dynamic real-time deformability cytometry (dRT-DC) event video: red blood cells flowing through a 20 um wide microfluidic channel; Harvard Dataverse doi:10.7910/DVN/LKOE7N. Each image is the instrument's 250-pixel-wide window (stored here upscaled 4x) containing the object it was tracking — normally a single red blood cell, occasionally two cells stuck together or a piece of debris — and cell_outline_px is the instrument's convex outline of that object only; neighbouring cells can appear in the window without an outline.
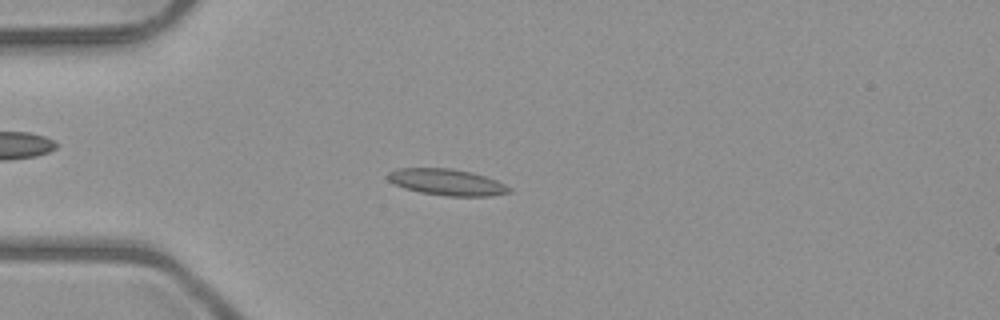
{"species": "common noctule bat (a hibernating species)", "species_latin": "Nyctalus noctula", "temperature_condition": "room temperature", "stored_images_in_passage": 46, "camera_frame_rate_fps": 3000, "um_per_image_px": 0.085, "animal": {"sex": "male", "body_mass_g": 23.1, "forearm_length_mm": 52.7}, "frame": {"image": 1, "passage_image": 9, "time_ms": 2.667, "image_size_px": [1000, 320], "cell_outline_px": [[512, 192], [492, 196], [444, 196], [420, 192], [404, 188], [388, 180], [388, 172], [396, 168], [452, 168], [472, 172], [496, 180], [512, 188]], "centroid_in_image_um": [38.01, 15.48], "position_along_channel_um": 47.0, "area_um2": 18.73}}
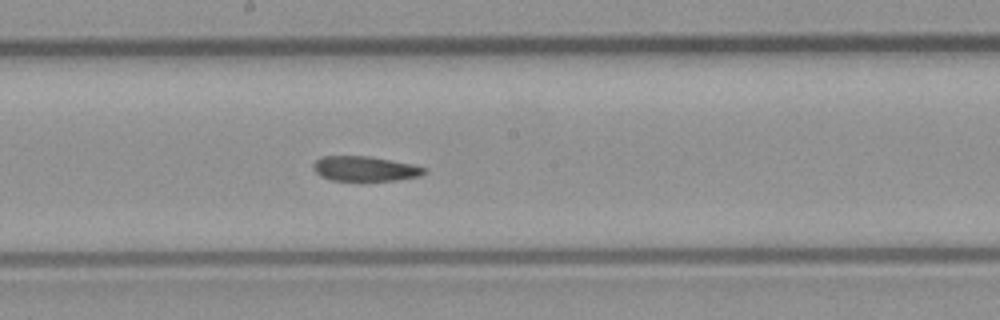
{"frame": {"image": 2, "passage_image": 23, "time_ms": 7.333, "image_size_px": [1000, 320], "cell_outline_px": [[428, 172], [420, 176], [396, 180], [360, 184], [332, 180], [320, 176], [312, 168], [312, 164], [320, 156], [368, 156], [392, 160], [412, 164], [428, 168]], "centroid_in_image_um": [31.02, 14.39], "position_along_channel_um": 217.2, "area_um2": 17.11}}
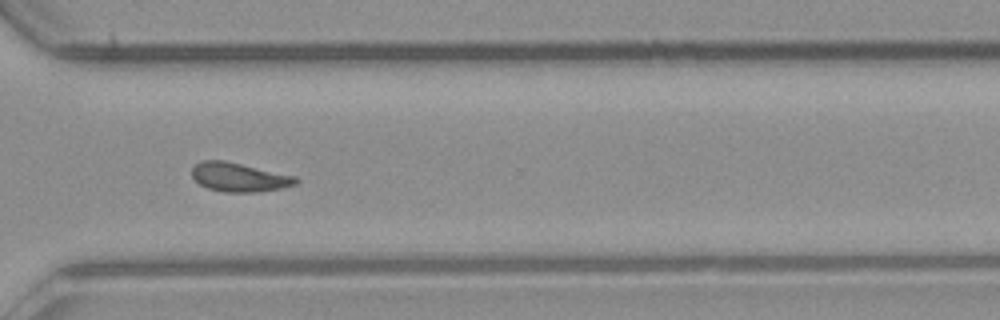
{"frame": {"image": 3, "passage_image": 33, "time_ms": 10.667, "image_size_px": [1000, 320], "cell_outline_px": [[300, 180], [296, 184], [280, 188], [256, 192], [224, 192], [208, 188], [200, 184], [192, 176], [192, 168], [200, 160], [224, 160], [296, 176]], "centroid_in_image_um": [20.33, 15.05], "position_along_channel_um": 350.3, "area_um2": 17.46}, "authors_computed_cell_mechanics": {"area_um2": 17.2244, "velocity_mm_per_s": 4.0095, "shape_relaxation_time_tau1_ms": null, "shape_relaxation_time_tau2_ms": 6.88, "deformation_change_tau1": null, "deformation_change_tau2": 0.1281}}